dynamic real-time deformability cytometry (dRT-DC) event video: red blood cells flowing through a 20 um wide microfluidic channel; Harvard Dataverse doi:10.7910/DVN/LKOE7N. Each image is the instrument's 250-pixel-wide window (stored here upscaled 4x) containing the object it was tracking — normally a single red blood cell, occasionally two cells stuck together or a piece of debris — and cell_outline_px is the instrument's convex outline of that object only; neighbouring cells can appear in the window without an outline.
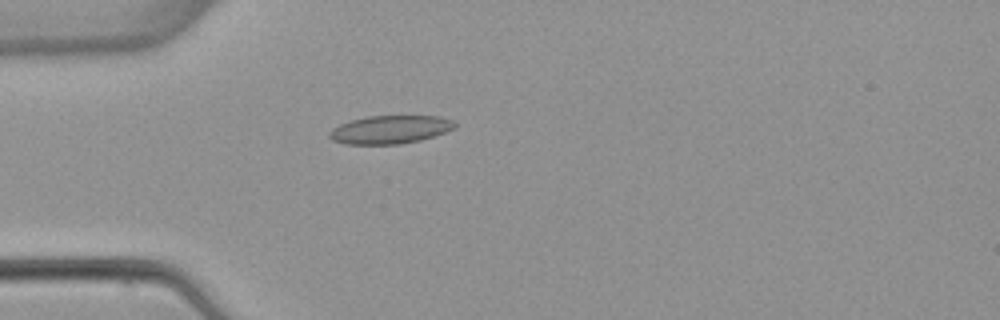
{"species": "common noctule bat (a hibernating species)", "species_latin": "Nyctalus noctula", "temperature_condition": "warm", "stored_images_in_passage": 3, "camera_frame_rate_fps": 3000, "um_per_image_px": 0.085, "animal": {"sex": "female", "body_mass_g": 22.7, "forearm_length_mm": 54.2}, "frame": {"image": 1, "passage_image": 3, "time_ms": 4.0, "image_size_px": [1000, 320], "cell_outline_px": [[456, 128], [420, 140], [400, 144], [344, 144], [332, 140], [328, 136], [328, 132], [332, 128], [340, 124], [352, 120], [368, 116], [440, 116], [452, 120], [456, 124]], "centroid_in_image_um": [33.13, 11.01], "position_along_channel_um": 51.9, "area_um2": 20.58}}